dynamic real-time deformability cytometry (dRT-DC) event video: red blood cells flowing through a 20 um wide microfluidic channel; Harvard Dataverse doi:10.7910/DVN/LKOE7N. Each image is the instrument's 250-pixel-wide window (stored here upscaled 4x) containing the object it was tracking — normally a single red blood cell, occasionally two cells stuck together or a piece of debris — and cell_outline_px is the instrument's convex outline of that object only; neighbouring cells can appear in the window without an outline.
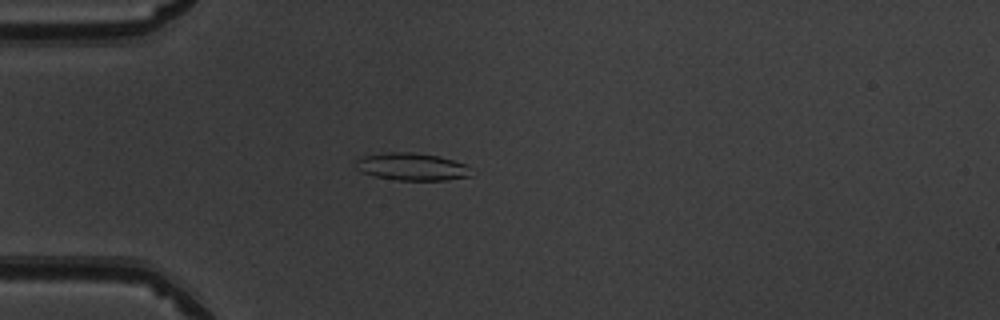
{"species": "common noctule bat (a hibernating species)", "species_latin": "Nyctalus noctula", "temperature_condition": "warm", "stored_images_in_passage": 49, "camera_frame_rate_fps": 3000, "um_per_image_px": 0.085, "animal": {"sex": "male", "body_mass_g": 19.5, "forearm_length_mm": 54.6}, "frame": {"image": 1, "passage_image": 12, "time_ms": 3.667, "image_size_px": [1000, 320], "cell_outline_px": [[472, 176], [444, 180], [396, 180], [376, 176], [364, 172], [356, 168], [356, 160], [364, 156], [384, 152], [412, 152], [440, 156], [464, 164], [468, 168]], "centroid_in_image_um": [35.0, 14.16], "position_along_channel_um": 50.0, "area_um2": 18.26}}
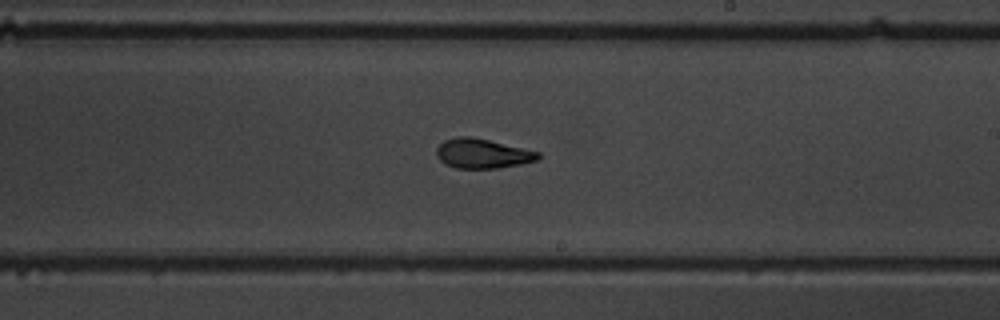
{"frame": {"image": 2, "passage_image": 28, "time_ms": 9.0, "image_size_px": [1000, 320], "cell_outline_px": [[540, 160], [520, 164], [496, 168], [456, 168], [444, 164], [436, 156], [436, 148], [444, 140], [456, 136], [472, 136], [540, 152]], "centroid_in_image_um": [40.99, 13.04], "position_along_channel_um": 248.0, "area_um2": 17.63}}
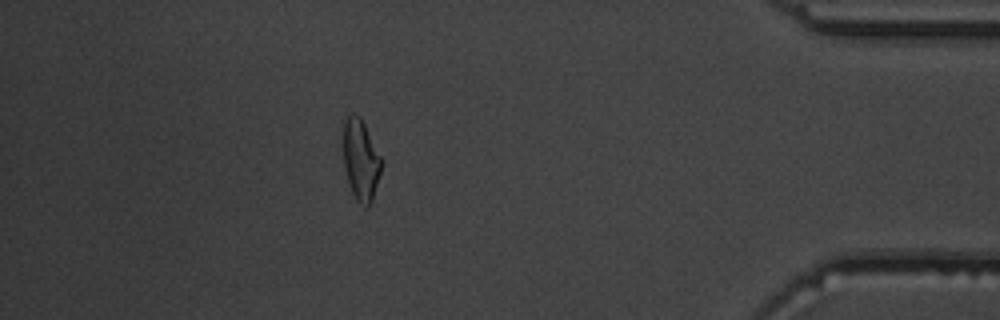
{"frame": {"image": 3, "passage_image": 43, "time_ms": 14.0, "image_size_px": [1000, 320], "cell_outline_px": [[384, 164], [372, 200], [368, 208], [364, 208], [356, 200], [352, 192], [348, 180], [344, 164], [344, 120], [352, 112], [360, 116], [384, 160]], "centroid_in_image_um": [30.71, 13.6], "position_along_channel_um": 404.5, "area_um2": 18.26}, "authors_computed_cell_mechanics": {"area_um2": 17.6868, "velocity_mm_per_s": 3.9768, "shape_relaxation_time_tau1_ms": 5.2407, "shape_relaxation_time_tau2_ms": 1.6612, "deformation_change_tau1": 0.1975, "deformation_change_tau2": 0.0816}}